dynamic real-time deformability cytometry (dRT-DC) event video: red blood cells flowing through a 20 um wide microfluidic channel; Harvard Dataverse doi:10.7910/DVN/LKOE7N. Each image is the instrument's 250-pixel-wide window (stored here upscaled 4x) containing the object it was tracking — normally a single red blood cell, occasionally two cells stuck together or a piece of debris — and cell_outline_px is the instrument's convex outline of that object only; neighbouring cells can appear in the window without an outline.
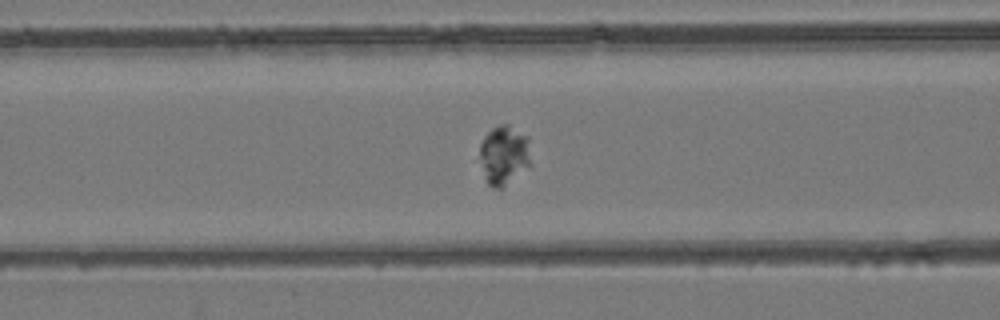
{"species": "common noctule bat (a hibernating species)", "species_latin": "Nyctalus noctula", "temperature_condition": "room temperature", "stored_images_in_passage": 49, "camera_frame_rate_fps": 3000, "um_per_image_px": 0.085, "animal": {"sex": "female", "body_mass_g": 24.6, "forearm_length_mm": 56.2}, "frame": {"image": 1, "passage_image": 18, "time_ms": 5.667, "image_size_px": [1000, 320], "cell_outline_px": [[528, 164], [504, 188], [496, 188], [488, 184], [484, 180], [480, 156], [480, 144], [484, 136], [492, 128], [500, 124], [508, 124], [528, 136]], "centroid_in_image_um": [42.78, 13.17], "position_along_channel_um": 123.8, "area_um2": 17.34}}
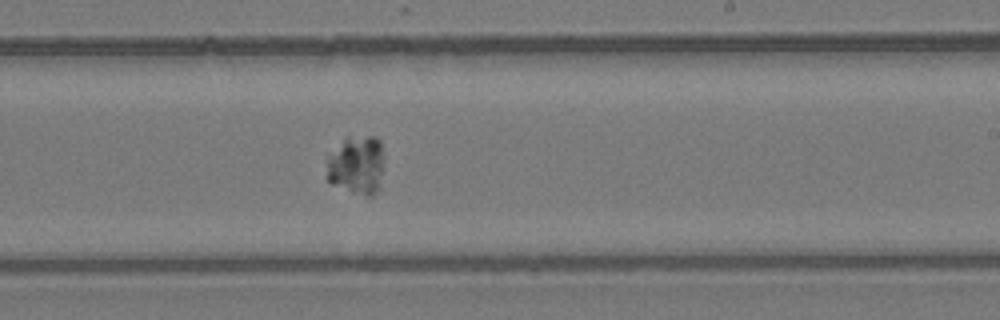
{"frame": {"image": 2, "passage_image": 28, "time_ms": 9.0, "image_size_px": [1000, 320], "cell_outline_px": [[380, 172], [376, 192], [372, 196], [368, 196], [352, 192], [332, 184], [328, 180], [328, 160], [344, 136], [376, 136], [380, 140]], "centroid_in_image_um": [30.27, 14.0], "position_along_channel_um": 258.7, "area_um2": 18.84}}
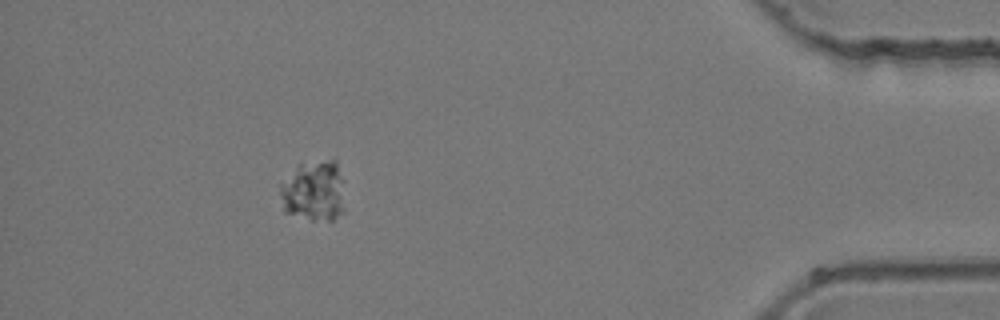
{"frame": {"image": 3, "passage_image": 43, "time_ms": 14.0, "image_size_px": [1000, 320], "cell_outline_px": [[344, 212], [332, 220], [312, 220], [284, 212], [280, 192], [280, 184], [300, 164], [332, 160], [336, 160], [344, 180]], "centroid_in_image_um": [26.72, 16.26], "position_along_channel_um": 408.5, "area_um2": 23.0}}